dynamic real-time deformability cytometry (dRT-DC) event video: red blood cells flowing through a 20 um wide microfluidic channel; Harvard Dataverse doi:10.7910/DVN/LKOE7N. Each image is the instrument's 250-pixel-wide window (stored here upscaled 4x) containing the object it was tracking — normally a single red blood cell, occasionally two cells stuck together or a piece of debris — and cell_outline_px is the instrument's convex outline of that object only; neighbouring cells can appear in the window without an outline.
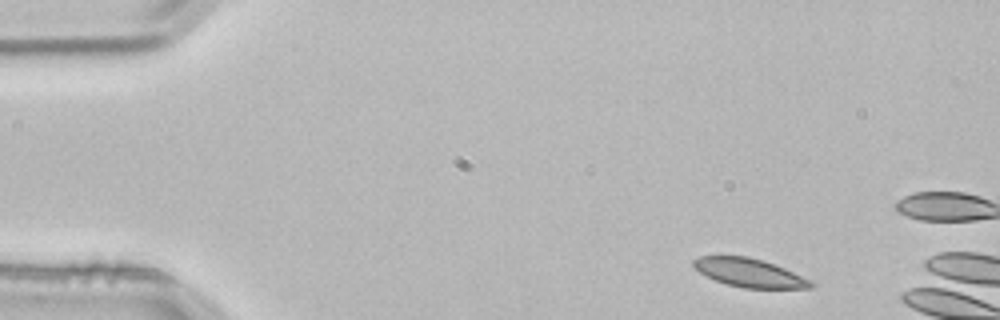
{"species": "common noctule bat (a hibernating species)", "species_latin": "Nyctalus noctula", "temperature_condition": "room temperature", "stored_images_in_passage": 2, "camera_frame_rate_fps": 3000, "um_per_image_px": 0.085, "animal": {"sex": "male", "body_mass_g": 21.5, "forearm_length_mm": 52.0}, "frame": {"image": 1, "passage_image": 1, "time_ms": 0.0, "image_size_px": [1000, 320], "cell_outline_px": [[816, 284], [812, 288], [744, 288], [728, 284], [716, 280], [700, 272], [692, 264], [692, 260], [700, 256], [748, 256], [764, 260], [776, 264], [812, 280]], "centroid_in_image_um": [63.76, 23.18], "position_along_channel_um": 21.2, "area_um2": 19.54}}